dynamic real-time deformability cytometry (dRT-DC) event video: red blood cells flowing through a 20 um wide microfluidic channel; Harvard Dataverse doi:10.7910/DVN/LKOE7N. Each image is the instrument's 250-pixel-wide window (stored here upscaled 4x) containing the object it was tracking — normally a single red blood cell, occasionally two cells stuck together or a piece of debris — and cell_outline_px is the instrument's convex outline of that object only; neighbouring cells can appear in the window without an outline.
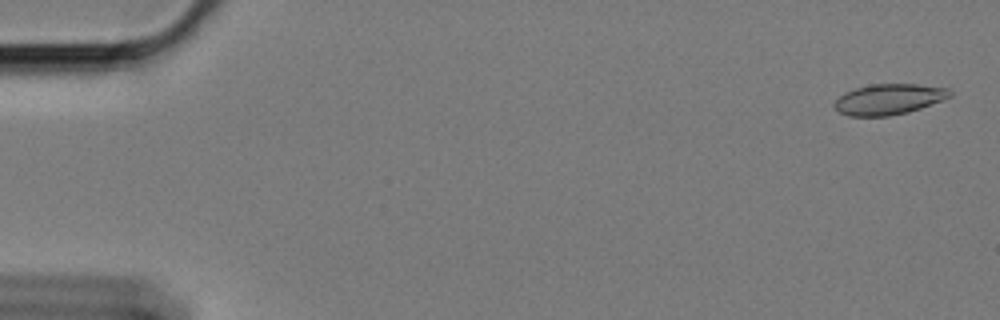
{"species": "Egyptian fruit bat (a non-hibernating species)", "species_latin": "Rousettus aegyptiacus", "temperature_condition": "cold", "stored_images_in_passage": 57, "camera_frame_rate_fps": 3000, "um_per_image_px": 0.085, "animal": {"sex": "female"}, "frame": {"image": 1, "passage_image": 2, "time_ms": 0.333, "image_size_px": [1000, 320], "cell_outline_px": [[952, 96], [920, 108], [908, 112], [888, 116], [848, 116], [840, 112], [832, 104], [844, 92], [856, 88], [872, 84], [916, 84], [948, 88], [952, 92]], "centroid_in_image_um": [75.54, 8.43], "position_along_channel_um": 9.5, "area_um2": 20.52}}
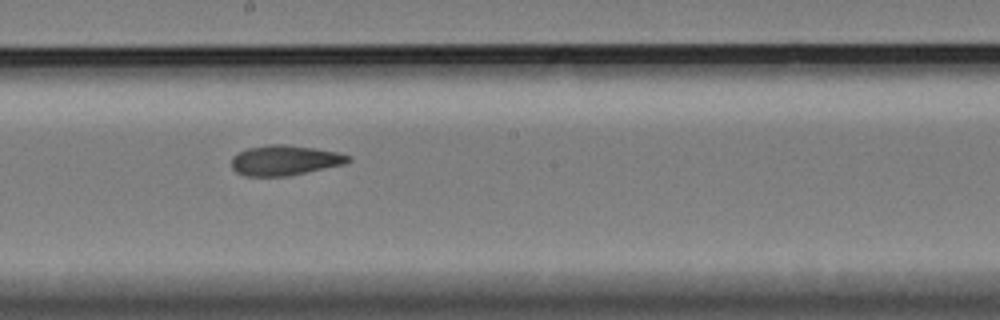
{"frame": {"image": 2, "passage_image": 33, "time_ms": 10.667, "image_size_px": [1000, 320], "cell_outline_px": [[352, 160], [344, 164], [284, 176], [244, 176], [236, 172], [232, 168], [232, 156], [248, 148], [268, 144], [288, 144], [316, 148], [340, 152], [352, 156]], "centroid_in_image_um": [24.22, 13.61], "position_along_channel_um": 224.0, "area_um2": 20.52}}
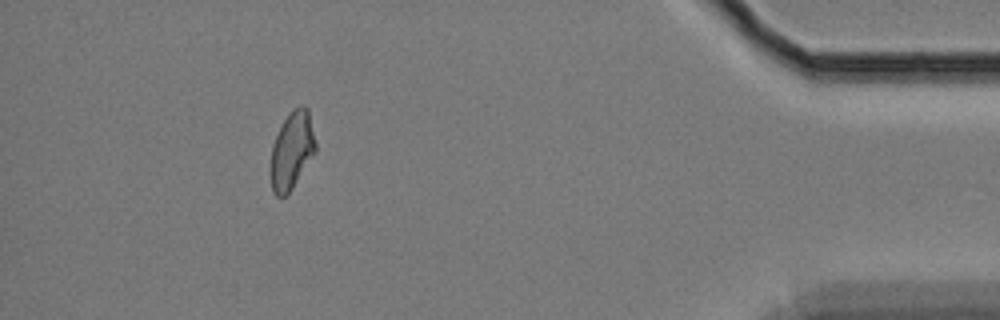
{"frame": {"image": 3, "passage_image": 54, "time_ms": 17.667, "image_size_px": [1000, 320], "cell_outline_px": [[316, 152], [292, 188], [284, 196], [276, 196], [272, 192], [268, 172], [272, 144], [284, 120], [292, 108], [300, 104], [304, 104], [308, 108], [316, 144]], "centroid_in_image_um": [24.78, 12.79], "position_along_channel_um": 410.4, "area_um2": 20.69}, "authors_computed_cell_mechanics": {"area_um2": 20.5768, "velocity_mm_per_s": 3.3995, "shape_relaxation_time_tau1_ms": null, "shape_relaxation_time_tau2_ms": 3.3242, "deformation_change_tau1": null, "deformation_change_tau2": 0.095}}